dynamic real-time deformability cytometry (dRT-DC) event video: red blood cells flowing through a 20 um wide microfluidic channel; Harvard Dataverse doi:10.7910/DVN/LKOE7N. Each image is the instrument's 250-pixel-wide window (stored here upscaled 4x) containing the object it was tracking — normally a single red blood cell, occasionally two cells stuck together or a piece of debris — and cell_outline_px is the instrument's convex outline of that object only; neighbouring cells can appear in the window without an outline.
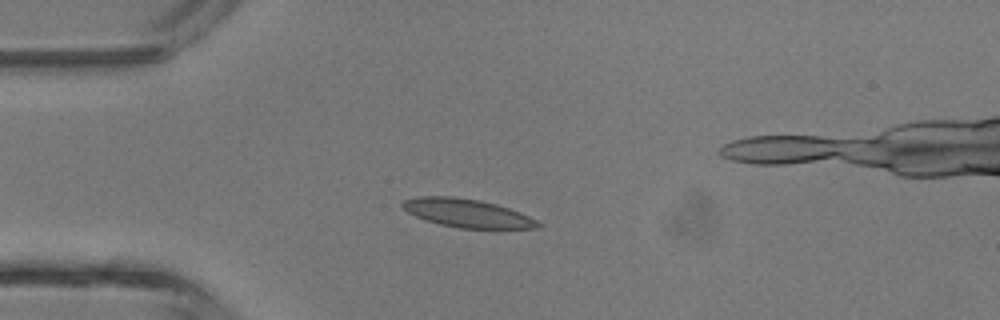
{"species": "common noctule bat (a hibernating species)", "species_latin": "Nyctalus noctula", "temperature_condition": "room temperature", "stored_images_in_passage": 3, "camera_frame_rate_fps": 3000, "um_per_image_px": 0.085, "animal": {"sex": "male", "body_mass_g": 13.3}, "frame": {"image": 1, "passage_image": 3, "time_ms": 2.333, "image_size_px": [1000, 320], "cell_outline_px": [[540, 224], [536, 228], [460, 228], [440, 224], [416, 216], [408, 212], [400, 204], [404, 200], [420, 196], [452, 196], [480, 200], [496, 204], [520, 212], [536, 220]], "centroid_in_image_um": [39.69, 18.1], "position_along_channel_um": 45.3, "area_um2": 22.02}}